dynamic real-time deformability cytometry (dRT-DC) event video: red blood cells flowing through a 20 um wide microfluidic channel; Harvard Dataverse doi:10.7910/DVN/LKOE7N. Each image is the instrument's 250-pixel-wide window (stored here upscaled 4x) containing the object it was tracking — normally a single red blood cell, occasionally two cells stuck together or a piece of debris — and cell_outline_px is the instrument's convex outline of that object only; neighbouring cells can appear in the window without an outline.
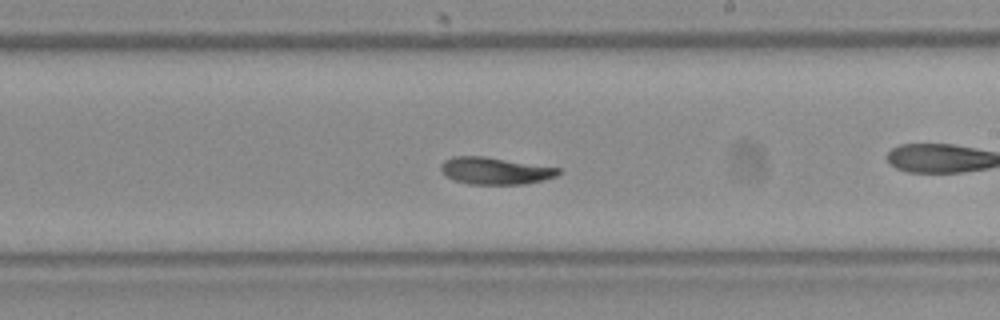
{"species": "Egyptian fruit bat (a non-hibernating species)", "species_latin": "Rousettus aegyptiacus", "temperature_condition": "room temperature", "stored_images_in_passage": 52, "camera_frame_rate_fps": 3000, "um_per_image_px": 0.085, "frame": {"image": 1, "passage_image": 30, "time_ms": 9.667, "image_size_px": [1000, 320], "cell_outline_px": [[560, 172], [556, 176], [544, 180], [524, 184], [468, 184], [456, 180], [448, 176], [440, 168], [440, 164], [444, 160], [452, 156], [484, 156], [560, 168]], "centroid_in_image_um": [42.09, 14.51], "position_along_channel_um": 246.9, "area_um2": 18.38}, "authors_computed_cell_mechanics": {"area_um2": 18.9584, "velocity_mm_per_s": 3.9956, "shape_relaxation_time_tau1_ms": 3.9973, "shape_relaxation_time_tau2_ms": null, "deformation_change_tau1": 0.1538, "deformation_change_tau2": null}}